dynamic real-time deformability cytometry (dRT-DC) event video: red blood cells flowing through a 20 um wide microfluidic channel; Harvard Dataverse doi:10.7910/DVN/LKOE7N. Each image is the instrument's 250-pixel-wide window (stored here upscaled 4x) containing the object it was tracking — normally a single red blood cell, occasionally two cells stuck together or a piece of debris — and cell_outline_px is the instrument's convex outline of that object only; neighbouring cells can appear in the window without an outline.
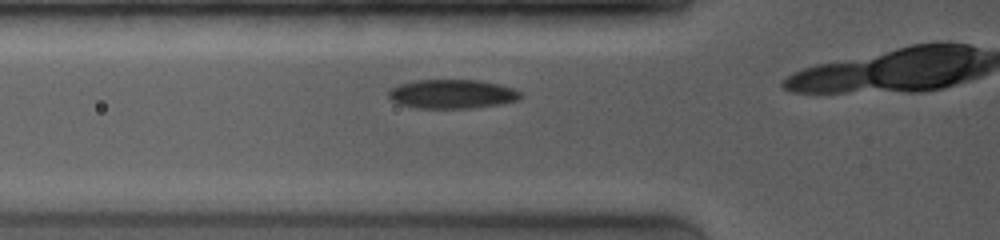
{"species": "common noctule bat (a hibernating species)", "species_latin": "Nyctalus noctula", "temperature_condition": "room temperature", "stored_images_in_passage": 7, "camera_frame_rate_fps": 4000, "um_per_image_px": 0.085, "animal": {"sex": "female", "body_mass_g": 19.0, "forearm_length_mm": 53.3}, "frame": {"image": 1, "passage_image": 4, "time_ms": 1.25, "image_size_px": [1000, 240], "cell_outline_px": [[524, 96], [520, 100], [500, 104], [472, 108], [416, 108], [400, 104], [392, 100], [388, 96], [388, 92], [392, 88], [400, 84], [416, 80], [480, 80], [500, 84], [524, 92]], "centroid_in_image_um": [38.5, 7.99], "position_along_channel_um": 87.3, "area_um2": 22.54}}